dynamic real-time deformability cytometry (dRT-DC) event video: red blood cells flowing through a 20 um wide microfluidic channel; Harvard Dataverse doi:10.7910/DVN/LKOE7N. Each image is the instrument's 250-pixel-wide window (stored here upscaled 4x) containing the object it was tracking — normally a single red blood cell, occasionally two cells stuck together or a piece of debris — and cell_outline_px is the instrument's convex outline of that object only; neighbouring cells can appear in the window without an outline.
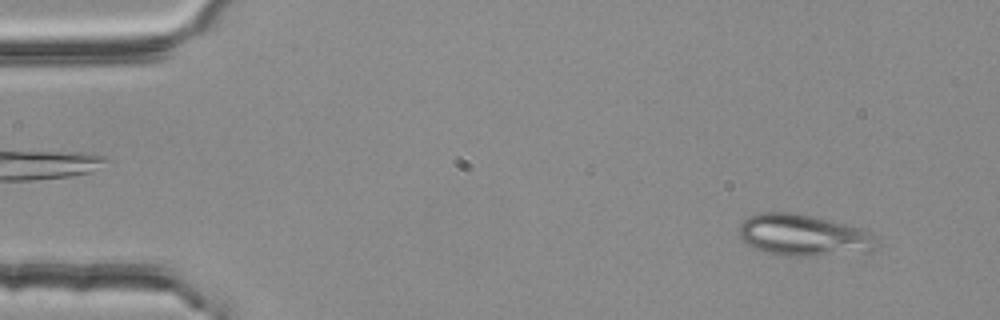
{"species": "common noctule bat (a hibernating species)", "species_latin": "Nyctalus noctula", "temperature_condition": "room temperature", "stored_images_in_passage": 52, "segment_of_instrument_passage": [1, 2], "camera_frame_rate_fps": 3000, "um_per_image_px": 0.085, "animal": {"sex": "female", "body_mass_g": 25.1}, "frame": {"image": 1, "passage_image": 4, "time_ms": 1.0, "image_size_px": [1000, 320], "cell_outline_px": [[880, 248], [872, 252], [808, 256], [788, 256], [768, 252], [748, 244], [740, 236], [740, 224], [748, 216], [760, 212], [792, 212], [832, 220], [856, 228], [864, 232]], "centroid_in_image_um": [68.27, 19.99], "position_along_channel_um": 16.7, "area_um2": 32.71}}